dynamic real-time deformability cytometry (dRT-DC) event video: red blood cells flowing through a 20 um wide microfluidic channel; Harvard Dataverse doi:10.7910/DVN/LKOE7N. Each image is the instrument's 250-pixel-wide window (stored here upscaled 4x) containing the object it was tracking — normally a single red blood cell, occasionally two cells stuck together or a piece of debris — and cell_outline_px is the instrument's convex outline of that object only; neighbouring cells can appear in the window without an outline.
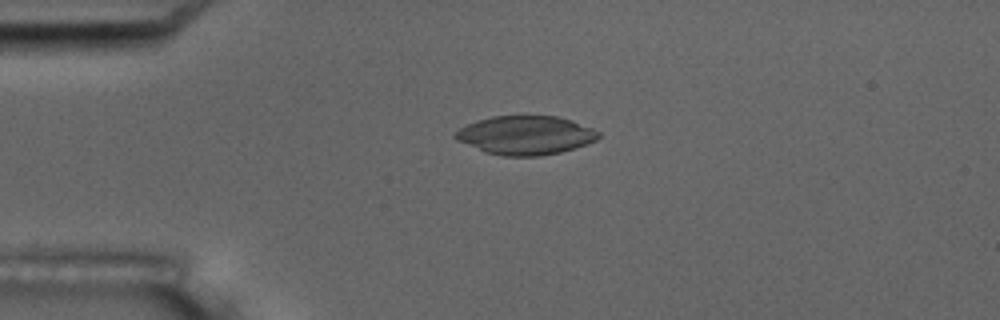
{"species": "common noctule bat (a hibernating species)", "species_latin": "Nyctalus noctula", "temperature_condition": "room temperature", "stored_images_in_passage": 2, "camera_frame_rate_fps": 3000, "um_per_image_px": 0.085, "animal": {"sex": "male", "body_mass_g": 17.5, "forearm_length_mm": 52.3}, "frame": {"image": 1, "passage_image": 2, "time_ms": 1.333, "image_size_px": [1000, 320], "cell_outline_px": [[600, 136], [596, 140], [560, 152], [540, 156], [504, 156], [484, 152], [456, 140], [452, 136], [460, 128], [468, 124], [492, 116], [556, 116], [572, 120], [592, 128], [600, 132]], "centroid_in_image_um": [44.66, 11.5], "position_along_channel_um": 40.3, "area_um2": 32.14}}